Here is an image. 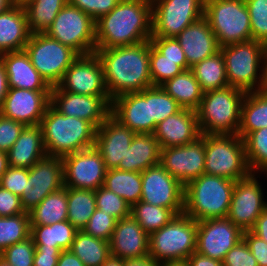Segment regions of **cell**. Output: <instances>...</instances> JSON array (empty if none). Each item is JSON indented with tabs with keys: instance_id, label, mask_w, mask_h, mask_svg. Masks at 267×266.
Returning a JSON list of instances; mask_svg holds the SVG:
<instances>
[{
	"instance_id": "cell-42",
	"label": "cell",
	"mask_w": 267,
	"mask_h": 266,
	"mask_svg": "<svg viewBox=\"0 0 267 266\" xmlns=\"http://www.w3.org/2000/svg\"><path fill=\"white\" fill-rule=\"evenodd\" d=\"M29 213L0 217V253L7 247L30 237Z\"/></svg>"
},
{
	"instance_id": "cell-55",
	"label": "cell",
	"mask_w": 267,
	"mask_h": 266,
	"mask_svg": "<svg viewBox=\"0 0 267 266\" xmlns=\"http://www.w3.org/2000/svg\"><path fill=\"white\" fill-rule=\"evenodd\" d=\"M243 239L257 260L258 266H267V242L250 230L243 232Z\"/></svg>"
},
{
	"instance_id": "cell-43",
	"label": "cell",
	"mask_w": 267,
	"mask_h": 266,
	"mask_svg": "<svg viewBox=\"0 0 267 266\" xmlns=\"http://www.w3.org/2000/svg\"><path fill=\"white\" fill-rule=\"evenodd\" d=\"M243 140L249 169L260 174L267 168V127L250 132Z\"/></svg>"
},
{
	"instance_id": "cell-23",
	"label": "cell",
	"mask_w": 267,
	"mask_h": 266,
	"mask_svg": "<svg viewBox=\"0 0 267 266\" xmlns=\"http://www.w3.org/2000/svg\"><path fill=\"white\" fill-rule=\"evenodd\" d=\"M135 134L112 114L96 129L94 146L101 154L107 170L119 166Z\"/></svg>"
},
{
	"instance_id": "cell-58",
	"label": "cell",
	"mask_w": 267,
	"mask_h": 266,
	"mask_svg": "<svg viewBox=\"0 0 267 266\" xmlns=\"http://www.w3.org/2000/svg\"><path fill=\"white\" fill-rule=\"evenodd\" d=\"M250 231L267 242V207L257 218Z\"/></svg>"
},
{
	"instance_id": "cell-34",
	"label": "cell",
	"mask_w": 267,
	"mask_h": 266,
	"mask_svg": "<svg viewBox=\"0 0 267 266\" xmlns=\"http://www.w3.org/2000/svg\"><path fill=\"white\" fill-rule=\"evenodd\" d=\"M67 187L49 194L29 213L30 225H51L67 220Z\"/></svg>"
},
{
	"instance_id": "cell-48",
	"label": "cell",
	"mask_w": 267,
	"mask_h": 266,
	"mask_svg": "<svg viewBox=\"0 0 267 266\" xmlns=\"http://www.w3.org/2000/svg\"><path fill=\"white\" fill-rule=\"evenodd\" d=\"M35 245L32 237L7 247L2 256L12 266H33Z\"/></svg>"
},
{
	"instance_id": "cell-27",
	"label": "cell",
	"mask_w": 267,
	"mask_h": 266,
	"mask_svg": "<svg viewBox=\"0 0 267 266\" xmlns=\"http://www.w3.org/2000/svg\"><path fill=\"white\" fill-rule=\"evenodd\" d=\"M0 59L4 63L9 88L51 91L52 87L35 69L25 50L2 53Z\"/></svg>"
},
{
	"instance_id": "cell-52",
	"label": "cell",
	"mask_w": 267,
	"mask_h": 266,
	"mask_svg": "<svg viewBox=\"0 0 267 266\" xmlns=\"http://www.w3.org/2000/svg\"><path fill=\"white\" fill-rule=\"evenodd\" d=\"M222 263L223 266H258L244 239L227 252Z\"/></svg>"
},
{
	"instance_id": "cell-54",
	"label": "cell",
	"mask_w": 267,
	"mask_h": 266,
	"mask_svg": "<svg viewBox=\"0 0 267 266\" xmlns=\"http://www.w3.org/2000/svg\"><path fill=\"white\" fill-rule=\"evenodd\" d=\"M25 213L20 196L0 186V217L15 216Z\"/></svg>"
},
{
	"instance_id": "cell-13",
	"label": "cell",
	"mask_w": 267,
	"mask_h": 266,
	"mask_svg": "<svg viewBox=\"0 0 267 266\" xmlns=\"http://www.w3.org/2000/svg\"><path fill=\"white\" fill-rule=\"evenodd\" d=\"M205 0H155L152 2V36L172 38L204 15Z\"/></svg>"
},
{
	"instance_id": "cell-39",
	"label": "cell",
	"mask_w": 267,
	"mask_h": 266,
	"mask_svg": "<svg viewBox=\"0 0 267 266\" xmlns=\"http://www.w3.org/2000/svg\"><path fill=\"white\" fill-rule=\"evenodd\" d=\"M68 0H35L24 8L30 32L45 33Z\"/></svg>"
},
{
	"instance_id": "cell-11",
	"label": "cell",
	"mask_w": 267,
	"mask_h": 266,
	"mask_svg": "<svg viewBox=\"0 0 267 266\" xmlns=\"http://www.w3.org/2000/svg\"><path fill=\"white\" fill-rule=\"evenodd\" d=\"M24 50L35 69L51 87L61 82L66 70L79 56L73 49L46 33L31 34Z\"/></svg>"
},
{
	"instance_id": "cell-26",
	"label": "cell",
	"mask_w": 267,
	"mask_h": 266,
	"mask_svg": "<svg viewBox=\"0 0 267 266\" xmlns=\"http://www.w3.org/2000/svg\"><path fill=\"white\" fill-rule=\"evenodd\" d=\"M111 256L133 259L149 255V234L132 217L117 220L109 241Z\"/></svg>"
},
{
	"instance_id": "cell-3",
	"label": "cell",
	"mask_w": 267,
	"mask_h": 266,
	"mask_svg": "<svg viewBox=\"0 0 267 266\" xmlns=\"http://www.w3.org/2000/svg\"><path fill=\"white\" fill-rule=\"evenodd\" d=\"M40 126L47 156L62 158L95 144L96 128L90 122L64 116L51 105L46 108Z\"/></svg>"
},
{
	"instance_id": "cell-44",
	"label": "cell",
	"mask_w": 267,
	"mask_h": 266,
	"mask_svg": "<svg viewBox=\"0 0 267 266\" xmlns=\"http://www.w3.org/2000/svg\"><path fill=\"white\" fill-rule=\"evenodd\" d=\"M182 107L161 86L151 87L152 134L156 125L168 116L179 112Z\"/></svg>"
},
{
	"instance_id": "cell-36",
	"label": "cell",
	"mask_w": 267,
	"mask_h": 266,
	"mask_svg": "<svg viewBox=\"0 0 267 266\" xmlns=\"http://www.w3.org/2000/svg\"><path fill=\"white\" fill-rule=\"evenodd\" d=\"M85 266H101L110 256L108 241L93 237L78 230L69 249Z\"/></svg>"
},
{
	"instance_id": "cell-68",
	"label": "cell",
	"mask_w": 267,
	"mask_h": 266,
	"mask_svg": "<svg viewBox=\"0 0 267 266\" xmlns=\"http://www.w3.org/2000/svg\"><path fill=\"white\" fill-rule=\"evenodd\" d=\"M0 266H12L2 256H0Z\"/></svg>"
},
{
	"instance_id": "cell-62",
	"label": "cell",
	"mask_w": 267,
	"mask_h": 266,
	"mask_svg": "<svg viewBox=\"0 0 267 266\" xmlns=\"http://www.w3.org/2000/svg\"><path fill=\"white\" fill-rule=\"evenodd\" d=\"M8 167L9 164H8L7 153L0 151V179L1 176L6 172Z\"/></svg>"
},
{
	"instance_id": "cell-51",
	"label": "cell",
	"mask_w": 267,
	"mask_h": 266,
	"mask_svg": "<svg viewBox=\"0 0 267 266\" xmlns=\"http://www.w3.org/2000/svg\"><path fill=\"white\" fill-rule=\"evenodd\" d=\"M120 0H68V3L90 15L95 21L109 13Z\"/></svg>"
},
{
	"instance_id": "cell-65",
	"label": "cell",
	"mask_w": 267,
	"mask_h": 266,
	"mask_svg": "<svg viewBox=\"0 0 267 266\" xmlns=\"http://www.w3.org/2000/svg\"><path fill=\"white\" fill-rule=\"evenodd\" d=\"M12 6V0H0V14Z\"/></svg>"
},
{
	"instance_id": "cell-59",
	"label": "cell",
	"mask_w": 267,
	"mask_h": 266,
	"mask_svg": "<svg viewBox=\"0 0 267 266\" xmlns=\"http://www.w3.org/2000/svg\"><path fill=\"white\" fill-rule=\"evenodd\" d=\"M57 266H85L70 250L61 251Z\"/></svg>"
},
{
	"instance_id": "cell-32",
	"label": "cell",
	"mask_w": 267,
	"mask_h": 266,
	"mask_svg": "<svg viewBox=\"0 0 267 266\" xmlns=\"http://www.w3.org/2000/svg\"><path fill=\"white\" fill-rule=\"evenodd\" d=\"M161 87L185 109L197 110L204 92L191 69L183 70Z\"/></svg>"
},
{
	"instance_id": "cell-64",
	"label": "cell",
	"mask_w": 267,
	"mask_h": 266,
	"mask_svg": "<svg viewBox=\"0 0 267 266\" xmlns=\"http://www.w3.org/2000/svg\"><path fill=\"white\" fill-rule=\"evenodd\" d=\"M34 1L35 0H12V6L24 9Z\"/></svg>"
},
{
	"instance_id": "cell-63",
	"label": "cell",
	"mask_w": 267,
	"mask_h": 266,
	"mask_svg": "<svg viewBox=\"0 0 267 266\" xmlns=\"http://www.w3.org/2000/svg\"><path fill=\"white\" fill-rule=\"evenodd\" d=\"M101 266H123V259L110 256Z\"/></svg>"
},
{
	"instance_id": "cell-2",
	"label": "cell",
	"mask_w": 267,
	"mask_h": 266,
	"mask_svg": "<svg viewBox=\"0 0 267 266\" xmlns=\"http://www.w3.org/2000/svg\"><path fill=\"white\" fill-rule=\"evenodd\" d=\"M152 2L120 0L95 21L96 48H115L149 41L152 36Z\"/></svg>"
},
{
	"instance_id": "cell-47",
	"label": "cell",
	"mask_w": 267,
	"mask_h": 266,
	"mask_svg": "<svg viewBox=\"0 0 267 266\" xmlns=\"http://www.w3.org/2000/svg\"><path fill=\"white\" fill-rule=\"evenodd\" d=\"M117 219L111 216L109 213H105L96 208L93 215L90 217L87 225L83 228L86 234L93 237L110 241L112 233L114 232Z\"/></svg>"
},
{
	"instance_id": "cell-41",
	"label": "cell",
	"mask_w": 267,
	"mask_h": 266,
	"mask_svg": "<svg viewBox=\"0 0 267 266\" xmlns=\"http://www.w3.org/2000/svg\"><path fill=\"white\" fill-rule=\"evenodd\" d=\"M150 76L153 86H161L183 70L191 69L186 60H170L160 53L149 40Z\"/></svg>"
},
{
	"instance_id": "cell-30",
	"label": "cell",
	"mask_w": 267,
	"mask_h": 266,
	"mask_svg": "<svg viewBox=\"0 0 267 266\" xmlns=\"http://www.w3.org/2000/svg\"><path fill=\"white\" fill-rule=\"evenodd\" d=\"M160 153V144L153 134H135L125 157L116 169L141 173L159 164Z\"/></svg>"
},
{
	"instance_id": "cell-46",
	"label": "cell",
	"mask_w": 267,
	"mask_h": 266,
	"mask_svg": "<svg viewBox=\"0 0 267 266\" xmlns=\"http://www.w3.org/2000/svg\"><path fill=\"white\" fill-rule=\"evenodd\" d=\"M250 21L252 40L267 43V0H245Z\"/></svg>"
},
{
	"instance_id": "cell-35",
	"label": "cell",
	"mask_w": 267,
	"mask_h": 266,
	"mask_svg": "<svg viewBox=\"0 0 267 266\" xmlns=\"http://www.w3.org/2000/svg\"><path fill=\"white\" fill-rule=\"evenodd\" d=\"M103 186L123 198L131 207L141 199L142 178L140 172L108 169Z\"/></svg>"
},
{
	"instance_id": "cell-17",
	"label": "cell",
	"mask_w": 267,
	"mask_h": 266,
	"mask_svg": "<svg viewBox=\"0 0 267 266\" xmlns=\"http://www.w3.org/2000/svg\"><path fill=\"white\" fill-rule=\"evenodd\" d=\"M64 186L95 191L104 185L106 167L95 146L62 157Z\"/></svg>"
},
{
	"instance_id": "cell-25",
	"label": "cell",
	"mask_w": 267,
	"mask_h": 266,
	"mask_svg": "<svg viewBox=\"0 0 267 266\" xmlns=\"http://www.w3.org/2000/svg\"><path fill=\"white\" fill-rule=\"evenodd\" d=\"M175 38L179 41L190 68L220 51L217 38L204 15Z\"/></svg>"
},
{
	"instance_id": "cell-16",
	"label": "cell",
	"mask_w": 267,
	"mask_h": 266,
	"mask_svg": "<svg viewBox=\"0 0 267 266\" xmlns=\"http://www.w3.org/2000/svg\"><path fill=\"white\" fill-rule=\"evenodd\" d=\"M64 187L61 157L45 156L28 169V181L21 198L25 212H30L46 196Z\"/></svg>"
},
{
	"instance_id": "cell-20",
	"label": "cell",
	"mask_w": 267,
	"mask_h": 266,
	"mask_svg": "<svg viewBox=\"0 0 267 266\" xmlns=\"http://www.w3.org/2000/svg\"><path fill=\"white\" fill-rule=\"evenodd\" d=\"M58 86L70 93L109 95L104 82L103 67L96 53L79 55L66 70Z\"/></svg>"
},
{
	"instance_id": "cell-53",
	"label": "cell",
	"mask_w": 267,
	"mask_h": 266,
	"mask_svg": "<svg viewBox=\"0 0 267 266\" xmlns=\"http://www.w3.org/2000/svg\"><path fill=\"white\" fill-rule=\"evenodd\" d=\"M151 44L170 60H186L179 41L175 38L151 37Z\"/></svg>"
},
{
	"instance_id": "cell-19",
	"label": "cell",
	"mask_w": 267,
	"mask_h": 266,
	"mask_svg": "<svg viewBox=\"0 0 267 266\" xmlns=\"http://www.w3.org/2000/svg\"><path fill=\"white\" fill-rule=\"evenodd\" d=\"M243 239V231L227 217L198 221L196 252L223 261L227 252Z\"/></svg>"
},
{
	"instance_id": "cell-12",
	"label": "cell",
	"mask_w": 267,
	"mask_h": 266,
	"mask_svg": "<svg viewBox=\"0 0 267 266\" xmlns=\"http://www.w3.org/2000/svg\"><path fill=\"white\" fill-rule=\"evenodd\" d=\"M260 178L261 174L251 173L247 178L235 182L227 218L243 232L253 227L267 207L266 184L263 187L265 178H262L263 183Z\"/></svg>"
},
{
	"instance_id": "cell-6",
	"label": "cell",
	"mask_w": 267,
	"mask_h": 266,
	"mask_svg": "<svg viewBox=\"0 0 267 266\" xmlns=\"http://www.w3.org/2000/svg\"><path fill=\"white\" fill-rule=\"evenodd\" d=\"M264 49L265 44L255 40L220 47L231 87L245 93L264 89Z\"/></svg>"
},
{
	"instance_id": "cell-7",
	"label": "cell",
	"mask_w": 267,
	"mask_h": 266,
	"mask_svg": "<svg viewBox=\"0 0 267 266\" xmlns=\"http://www.w3.org/2000/svg\"><path fill=\"white\" fill-rule=\"evenodd\" d=\"M198 222L176 215L168 224L149 235V256L158 263L186 261L196 251Z\"/></svg>"
},
{
	"instance_id": "cell-45",
	"label": "cell",
	"mask_w": 267,
	"mask_h": 266,
	"mask_svg": "<svg viewBox=\"0 0 267 266\" xmlns=\"http://www.w3.org/2000/svg\"><path fill=\"white\" fill-rule=\"evenodd\" d=\"M96 208L109 213L117 220L131 216V206L113 191L104 186L95 190Z\"/></svg>"
},
{
	"instance_id": "cell-24",
	"label": "cell",
	"mask_w": 267,
	"mask_h": 266,
	"mask_svg": "<svg viewBox=\"0 0 267 266\" xmlns=\"http://www.w3.org/2000/svg\"><path fill=\"white\" fill-rule=\"evenodd\" d=\"M153 135L161 148L182 146L192 143L201 136L197 113L182 108L156 125Z\"/></svg>"
},
{
	"instance_id": "cell-67",
	"label": "cell",
	"mask_w": 267,
	"mask_h": 266,
	"mask_svg": "<svg viewBox=\"0 0 267 266\" xmlns=\"http://www.w3.org/2000/svg\"><path fill=\"white\" fill-rule=\"evenodd\" d=\"M158 266H188L186 261H178V262H163L159 263Z\"/></svg>"
},
{
	"instance_id": "cell-8",
	"label": "cell",
	"mask_w": 267,
	"mask_h": 266,
	"mask_svg": "<svg viewBox=\"0 0 267 266\" xmlns=\"http://www.w3.org/2000/svg\"><path fill=\"white\" fill-rule=\"evenodd\" d=\"M204 174L233 181L247 178L251 171L244 140L238 134H205Z\"/></svg>"
},
{
	"instance_id": "cell-60",
	"label": "cell",
	"mask_w": 267,
	"mask_h": 266,
	"mask_svg": "<svg viewBox=\"0 0 267 266\" xmlns=\"http://www.w3.org/2000/svg\"><path fill=\"white\" fill-rule=\"evenodd\" d=\"M159 263L149 255L140 258L125 259L123 266H158Z\"/></svg>"
},
{
	"instance_id": "cell-66",
	"label": "cell",
	"mask_w": 267,
	"mask_h": 266,
	"mask_svg": "<svg viewBox=\"0 0 267 266\" xmlns=\"http://www.w3.org/2000/svg\"><path fill=\"white\" fill-rule=\"evenodd\" d=\"M263 69H264V89L267 90V52H264Z\"/></svg>"
},
{
	"instance_id": "cell-4",
	"label": "cell",
	"mask_w": 267,
	"mask_h": 266,
	"mask_svg": "<svg viewBox=\"0 0 267 266\" xmlns=\"http://www.w3.org/2000/svg\"><path fill=\"white\" fill-rule=\"evenodd\" d=\"M235 182L207 174L190 181L184 190V214L197 222L226 218Z\"/></svg>"
},
{
	"instance_id": "cell-21",
	"label": "cell",
	"mask_w": 267,
	"mask_h": 266,
	"mask_svg": "<svg viewBox=\"0 0 267 266\" xmlns=\"http://www.w3.org/2000/svg\"><path fill=\"white\" fill-rule=\"evenodd\" d=\"M51 91L9 88L0 114L27 125H40L50 105Z\"/></svg>"
},
{
	"instance_id": "cell-14",
	"label": "cell",
	"mask_w": 267,
	"mask_h": 266,
	"mask_svg": "<svg viewBox=\"0 0 267 266\" xmlns=\"http://www.w3.org/2000/svg\"><path fill=\"white\" fill-rule=\"evenodd\" d=\"M140 201L171 209L176 215L184 213L185 186L160 164L141 172Z\"/></svg>"
},
{
	"instance_id": "cell-1",
	"label": "cell",
	"mask_w": 267,
	"mask_h": 266,
	"mask_svg": "<svg viewBox=\"0 0 267 266\" xmlns=\"http://www.w3.org/2000/svg\"><path fill=\"white\" fill-rule=\"evenodd\" d=\"M111 100L152 87L149 41L115 48H96Z\"/></svg>"
},
{
	"instance_id": "cell-15",
	"label": "cell",
	"mask_w": 267,
	"mask_h": 266,
	"mask_svg": "<svg viewBox=\"0 0 267 266\" xmlns=\"http://www.w3.org/2000/svg\"><path fill=\"white\" fill-rule=\"evenodd\" d=\"M109 95H82L63 91L58 85L51 88L50 105L64 116L90 122L96 129L111 114Z\"/></svg>"
},
{
	"instance_id": "cell-57",
	"label": "cell",
	"mask_w": 267,
	"mask_h": 266,
	"mask_svg": "<svg viewBox=\"0 0 267 266\" xmlns=\"http://www.w3.org/2000/svg\"><path fill=\"white\" fill-rule=\"evenodd\" d=\"M186 262L188 266H223L222 261L209 258L196 251L188 257Z\"/></svg>"
},
{
	"instance_id": "cell-61",
	"label": "cell",
	"mask_w": 267,
	"mask_h": 266,
	"mask_svg": "<svg viewBox=\"0 0 267 266\" xmlns=\"http://www.w3.org/2000/svg\"><path fill=\"white\" fill-rule=\"evenodd\" d=\"M8 78L3 61L0 59V107L8 93Z\"/></svg>"
},
{
	"instance_id": "cell-33",
	"label": "cell",
	"mask_w": 267,
	"mask_h": 266,
	"mask_svg": "<svg viewBox=\"0 0 267 266\" xmlns=\"http://www.w3.org/2000/svg\"><path fill=\"white\" fill-rule=\"evenodd\" d=\"M30 226V236L34 245H44V248H60L62 251L71 248L78 231L68 220L51 225Z\"/></svg>"
},
{
	"instance_id": "cell-50",
	"label": "cell",
	"mask_w": 267,
	"mask_h": 266,
	"mask_svg": "<svg viewBox=\"0 0 267 266\" xmlns=\"http://www.w3.org/2000/svg\"><path fill=\"white\" fill-rule=\"evenodd\" d=\"M26 125L0 114V151L7 153Z\"/></svg>"
},
{
	"instance_id": "cell-40",
	"label": "cell",
	"mask_w": 267,
	"mask_h": 266,
	"mask_svg": "<svg viewBox=\"0 0 267 266\" xmlns=\"http://www.w3.org/2000/svg\"><path fill=\"white\" fill-rule=\"evenodd\" d=\"M131 216L150 235L168 224L176 214L169 208L139 201L131 207Z\"/></svg>"
},
{
	"instance_id": "cell-49",
	"label": "cell",
	"mask_w": 267,
	"mask_h": 266,
	"mask_svg": "<svg viewBox=\"0 0 267 266\" xmlns=\"http://www.w3.org/2000/svg\"><path fill=\"white\" fill-rule=\"evenodd\" d=\"M27 181L28 168L9 166L6 172L1 176L0 186L21 197Z\"/></svg>"
},
{
	"instance_id": "cell-22",
	"label": "cell",
	"mask_w": 267,
	"mask_h": 266,
	"mask_svg": "<svg viewBox=\"0 0 267 266\" xmlns=\"http://www.w3.org/2000/svg\"><path fill=\"white\" fill-rule=\"evenodd\" d=\"M111 114L136 134H152L151 87L113 99Z\"/></svg>"
},
{
	"instance_id": "cell-70",
	"label": "cell",
	"mask_w": 267,
	"mask_h": 266,
	"mask_svg": "<svg viewBox=\"0 0 267 266\" xmlns=\"http://www.w3.org/2000/svg\"><path fill=\"white\" fill-rule=\"evenodd\" d=\"M264 52H267V43L265 44Z\"/></svg>"
},
{
	"instance_id": "cell-38",
	"label": "cell",
	"mask_w": 267,
	"mask_h": 266,
	"mask_svg": "<svg viewBox=\"0 0 267 266\" xmlns=\"http://www.w3.org/2000/svg\"><path fill=\"white\" fill-rule=\"evenodd\" d=\"M67 220L83 230L96 210L95 191L67 187Z\"/></svg>"
},
{
	"instance_id": "cell-18",
	"label": "cell",
	"mask_w": 267,
	"mask_h": 266,
	"mask_svg": "<svg viewBox=\"0 0 267 266\" xmlns=\"http://www.w3.org/2000/svg\"><path fill=\"white\" fill-rule=\"evenodd\" d=\"M159 164L184 186L204 174L205 134L192 143L161 148Z\"/></svg>"
},
{
	"instance_id": "cell-10",
	"label": "cell",
	"mask_w": 267,
	"mask_h": 266,
	"mask_svg": "<svg viewBox=\"0 0 267 266\" xmlns=\"http://www.w3.org/2000/svg\"><path fill=\"white\" fill-rule=\"evenodd\" d=\"M45 33L70 47L78 55L95 53V20L69 3L60 10Z\"/></svg>"
},
{
	"instance_id": "cell-31",
	"label": "cell",
	"mask_w": 267,
	"mask_h": 266,
	"mask_svg": "<svg viewBox=\"0 0 267 266\" xmlns=\"http://www.w3.org/2000/svg\"><path fill=\"white\" fill-rule=\"evenodd\" d=\"M267 127V90L246 93L241 104L237 134L244 139L250 132Z\"/></svg>"
},
{
	"instance_id": "cell-69",
	"label": "cell",
	"mask_w": 267,
	"mask_h": 266,
	"mask_svg": "<svg viewBox=\"0 0 267 266\" xmlns=\"http://www.w3.org/2000/svg\"><path fill=\"white\" fill-rule=\"evenodd\" d=\"M262 177H266L265 179H267V168L260 173Z\"/></svg>"
},
{
	"instance_id": "cell-37",
	"label": "cell",
	"mask_w": 267,
	"mask_h": 266,
	"mask_svg": "<svg viewBox=\"0 0 267 266\" xmlns=\"http://www.w3.org/2000/svg\"><path fill=\"white\" fill-rule=\"evenodd\" d=\"M203 92L227 87V74L222 52L219 51L191 67Z\"/></svg>"
},
{
	"instance_id": "cell-5",
	"label": "cell",
	"mask_w": 267,
	"mask_h": 266,
	"mask_svg": "<svg viewBox=\"0 0 267 266\" xmlns=\"http://www.w3.org/2000/svg\"><path fill=\"white\" fill-rule=\"evenodd\" d=\"M245 94L230 85L204 92L196 110L201 134H237Z\"/></svg>"
},
{
	"instance_id": "cell-56",
	"label": "cell",
	"mask_w": 267,
	"mask_h": 266,
	"mask_svg": "<svg viewBox=\"0 0 267 266\" xmlns=\"http://www.w3.org/2000/svg\"><path fill=\"white\" fill-rule=\"evenodd\" d=\"M61 251L60 248H44V245H35L33 266H57Z\"/></svg>"
},
{
	"instance_id": "cell-9",
	"label": "cell",
	"mask_w": 267,
	"mask_h": 266,
	"mask_svg": "<svg viewBox=\"0 0 267 266\" xmlns=\"http://www.w3.org/2000/svg\"><path fill=\"white\" fill-rule=\"evenodd\" d=\"M204 16L220 47L252 40L245 0H205Z\"/></svg>"
},
{
	"instance_id": "cell-29",
	"label": "cell",
	"mask_w": 267,
	"mask_h": 266,
	"mask_svg": "<svg viewBox=\"0 0 267 266\" xmlns=\"http://www.w3.org/2000/svg\"><path fill=\"white\" fill-rule=\"evenodd\" d=\"M31 34L24 9L11 6L0 14V54L24 50Z\"/></svg>"
},
{
	"instance_id": "cell-28",
	"label": "cell",
	"mask_w": 267,
	"mask_h": 266,
	"mask_svg": "<svg viewBox=\"0 0 267 266\" xmlns=\"http://www.w3.org/2000/svg\"><path fill=\"white\" fill-rule=\"evenodd\" d=\"M47 156L43 133L40 125H27L7 152L11 167L31 168L40 159Z\"/></svg>"
}]
</instances>
